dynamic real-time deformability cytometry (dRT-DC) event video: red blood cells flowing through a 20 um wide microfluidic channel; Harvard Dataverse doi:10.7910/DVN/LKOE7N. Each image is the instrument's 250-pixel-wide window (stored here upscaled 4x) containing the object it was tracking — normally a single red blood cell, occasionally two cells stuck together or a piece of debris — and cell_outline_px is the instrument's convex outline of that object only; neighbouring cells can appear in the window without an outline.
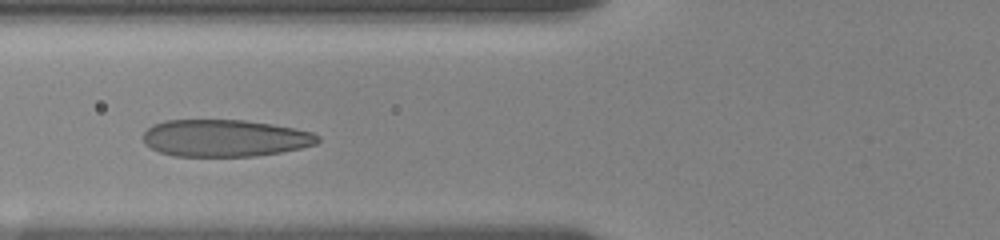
{"species": "human", "species_latin": "Homo sapiens", "temperature_condition": "room temperature", "stored_images_in_passage": 11, "camera_frame_rate_fps": 3000, "um_per_image_px": 0.085, "donor": {"sex": "female"}, "frame": {"image": 1, "passage_image": 7, "time_ms": 4.667, "image_size_px": [1000, 240], "cell_outline_px": [[320, 140], [316, 144], [300, 148], [280, 152], [256, 156], [172, 156], [160, 152], [144, 144], [144, 132], [152, 124], [164, 120], [244, 120], [272, 124], [296, 128], [312, 132], [320, 136]], "centroid_in_image_um": [19.12, 11.73], "position_along_channel_um": 106.7, "area_um2": 37.86}}
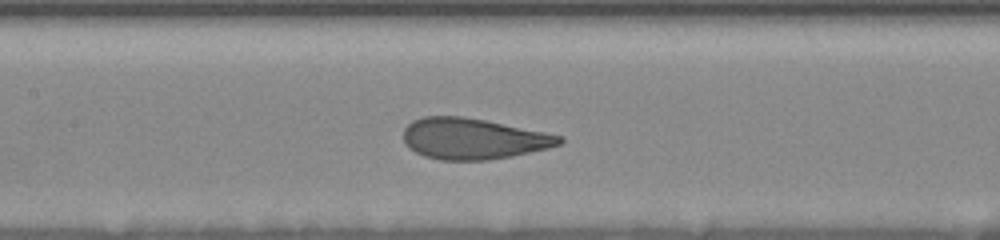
{"frame": {"image": 2, "passage_image": 10, "time_ms": 6.333, "image_size_px": [1000, 240], "cell_outline_px": [[564, 144], [548, 148], [512, 156], [488, 160], [440, 160], [424, 156], [408, 148], [404, 144], [404, 128], [412, 120], [424, 116], [464, 116], [544, 132], [560, 136], [564, 140]], "centroid_in_image_um": [40.19, 11.79], "position_along_channel_um": 167.2, "area_um2": 37.28}}